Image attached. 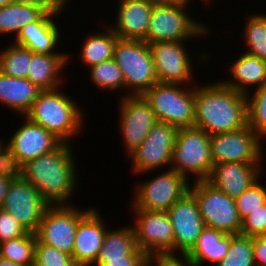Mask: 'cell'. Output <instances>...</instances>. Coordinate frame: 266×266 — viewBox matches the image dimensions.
I'll use <instances>...</instances> for the list:
<instances>
[{"instance_id": "ee69618b", "label": "cell", "mask_w": 266, "mask_h": 266, "mask_svg": "<svg viewBox=\"0 0 266 266\" xmlns=\"http://www.w3.org/2000/svg\"><path fill=\"white\" fill-rule=\"evenodd\" d=\"M69 0H14L15 3L35 4L43 7L47 12L61 13Z\"/></svg>"}, {"instance_id": "ffe728a7", "label": "cell", "mask_w": 266, "mask_h": 266, "mask_svg": "<svg viewBox=\"0 0 266 266\" xmlns=\"http://www.w3.org/2000/svg\"><path fill=\"white\" fill-rule=\"evenodd\" d=\"M99 216L100 213L92 207L78 223L71 256L80 266H92L99 255L107 232L106 225Z\"/></svg>"}, {"instance_id": "c3c4849f", "label": "cell", "mask_w": 266, "mask_h": 266, "mask_svg": "<svg viewBox=\"0 0 266 266\" xmlns=\"http://www.w3.org/2000/svg\"><path fill=\"white\" fill-rule=\"evenodd\" d=\"M14 0H0V7L9 5L10 3H13Z\"/></svg>"}, {"instance_id": "4dcf8cb0", "label": "cell", "mask_w": 266, "mask_h": 266, "mask_svg": "<svg viewBox=\"0 0 266 266\" xmlns=\"http://www.w3.org/2000/svg\"><path fill=\"white\" fill-rule=\"evenodd\" d=\"M32 51L17 44L0 52V71L10 77L26 78Z\"/></svg>"}, {"instance_id": "d6986e66", "label": "cell", "mask_w": 266, "mask_h": 266, "mask_svg": "<svg viewBox=\"0 0 266 266\" xmlns=\"http://www.w3.org/2000/svg\"><path fill=\"white\" fill-rule=\"evenodd\" d=\"M261 164L226 162L213 164L211 173L206 180L214 188L236 199L248 187L260 178ZM260 172V173H259Z\"/></svg>"}, {"instance_id": "5b68a950", "label": "cell", "mask_w": 266, "mask_h": 266, "mask_svg": "<svg viewBox=\"0 0 266 266\" xmlns=\"http://www.w3.org/2000/svg\"><path fill=\"white\" fill-rule=\"evenodd\" d=\"M113 59L122 71L128 95H143L158 83L148 43L142 40L118 38L114 47Z\"/></svg>"}, {"instance_id": "7dc6e473", "label": "cell", "mask_w": 266, "mask_h": 266, "mask_svg": "<svg viewBox=\"0 0 266 266\" xmlns=\"http://www.w3.org/2000/svg\"><path fill=\"white\" fill-rule=\"evenodd\" d=\"M0 266H22V265L16 264L10 260H6L0 257Z\"/></svg>"}, {"instance_id": "44dd1931", "label": "cell", "mask_w": 266, "mask_h": 266, "mask_svg": "<svg viewBox=\"0 0 266 266\" xmlns=\"http://www.w3.org/2000/svg\"><path fill=\"white\" fill-rule=\"evenodd\" d=\"M113 32L121 39L144 41L147 37L153 4L148 0H119Z\"/></svg>"}, {"instance_id": "83f0119b", "label": "cell", "mask_w": 266, "mask_h": 266, "mask_svg": "<svg viewBox=\"0 0 266 266\" xmlns=\"http://www.w3.org/2000/svg\"><path fill=\"white\" fill-rule=\"evenodd\" d=\"M138 248L132 226L107 230L99 255L92 265L102 266L108 259L123 258Z\"/></svg>"}, {"instance_id": "bcb514c9", "label": "cell", "mask_w": 266, "mask_h": 266, "mask_svg": "<svg viewBox=\"0 0 266 266\" xmlns=\"http://www.w3.org/2000/svg\"><path fill=\"white\" fill-rule=\"evenodd\" d=\"M153 5H175L180 3H189L190 0H148Z\"/></svg>"}, {"instance_id": "f6af8a7d", "label": "cell", "mask_w": 266, "mask_h": 266, "mask_svg": "<svg viewBox=\"0 0 266 266\" xmlns=\"http://www.w3.org/2000/svg\"><path fill=\"white\" fill-rule=\"evenodd\" d=\"M12 181L5 177H0V208L2 207L9 185Z\"/></svg>"}, {"instance_id": "d590c367", "label": "cell", "mask_w": 266, "mask_h": 266, "mask_svg": "<svg viewBox=\"0 0 266 266\" xmlns=\"http://www.w3.org/2000/svg\"><path fill=\"white\" fill-rule=\"evenodd\" d=\"M259 182L258 178L248 187L246 191L235 199L236 207L241 220L266 203V188Z\"/></svg>"}, {"instance_id": "4316f807", "label": "cell", "mask_w": 266, "mask_h": 266, "mask_svg": "<svg viewBox=\"0 0 266 266\" xmlns=\"http://www.w3.org/2000/svg\"><path fill=\"white\" fill-rule=\"evenodd\" d=\"M48 12L35 4L10 3L0 7V36L18 34L27 24L41 20Z\"/></svg>"}, {"instance_id": "60d3db41", "label": "cell", "mask_w": 266, "mask_h": 266, "mask_svg": "<svg viewBox=\"0 0 266 266\" xmlns=\"http://www.w3.org/2000/svg\"><path fill=\"white\" fill-rule=\"evenodd\" d=\"M26 233V229L11 214L0 208V243Z\"/></svg>"}, {"instance_id": "681fc988", "label": "cell", "mask_w": 266, "mask_h": 266, "mask_svg": "<svg viewBox=\"0 0 266 266\" xmlns=\"http://www.w3.org/2000/svg\"><path fill=\"white\" fill-rule=\"evenodd\" d=\"M65 266H80L79 264H77L73 259Z\"/></svg>"}, {"instance_id": "ab89813d", "label": "cell", "mask_w": 266, "mask_h": 266, "mask_svg": "<svg viewBox=\"0 0 266 266\" xmlns=\"http://www.w3.org/2000/svg\"><path fill=\"white\" fill-rule=\"evenodd\" d=\"M175 252H155L148 254L147 266H195L187 253H181L178 256Z\"/></svg>"}, {"instance_id": "ac0fdd59", "label": "cell", "mask_w": 266, "mask_h": 266, "mask_svg": "<svg viewBox=\"0 0 266 266\" xmlns=\"http://www.w3.org/2000/svg\"><path fill=\"white\" fill-rule=\"evenodd\" d=\"M26 122L10 137L6 146L21 165L41 155L48 154L63 142L42 126L24 116Z\"/></svg>"}, {"instance_id": "484cf974", "label": "cell", "mask_w": 266, "mask_h": 266, "mask_svg": "<svg viewBox=\"0 0 266 266\" xmlns=\"http://www.w3.org/2000/svg\"><path fill=\"white\" fill-rule=\"evenodd\" d=\"M230 73L233 80L221 82L237 92L247 95L249 94L248 89L252 85L256 89L266 84V60L259 59L245 51L236 61H233Z\"/></svg>"}, {"instance_id": "5bb4252c", "label": "cell", "mask_w": 266, "mask_h": 266, "mask_svg": "<svg viewBox=\"0 0 266 266\" xmlns=\"http://www.w3.org/2000/svg\"><path fill=\"white\" fill-rule=\"evenodd\" d=\"M49 204L26 179L12 181L2 209L11 214L27 232L35 233Z\"/></svg>"}, {"instance_id": "836d02e7", "label": "cell", "mask_w": 266, "mask_h": 266, "mask_svg": "<svg viewBox=\"0 0 266 266\" xmlns=\"http://www.w3.org/2000/svg\"><path fill=\"white\" fill-rule=\"evenodd\" d=\"M247 94V125L260 137H266V84ZM252 99V100H251Z\"/></svg>"}, {"instance_id": "e0dca14e", "label": "cell", "mask_w": 266, "mask_h": 266, "mask_svg": "<svg viewBox=\"0 0 266 266\" xmlns=\"http://www.w3.org/2000/svg\"><path fill=\"white\" fill-rule=\"evenodd\" d=\"M174 232V251L188 253L205 227L195 197L188 192L166 211Z\"/></svg>"}, {"instance_id": "b9f144b4", "label": "cell", "mask_w": 266, "mask_h": 266, "mask_svg": "<svg viewBox=\"0 0 266 266\" xmlns=\"http://www.w3.org/2000/svg\"><path fill=\"white\" fill-rule=\"evenodd\" d=\"M147 254L137 248L131 255L108 259L102 266H147Z\"/></svg>"}, {"instance_id": "7c38bea8", "label": "cell", "mask_w": 266, "mask_h": 266, "mask_svg": "<svg viewBox=\"0 0 266 266\" xmlns=\"http://www.w3.org/2000/svg\"><path fill=\"white\" fill-rule=\"evenodd\" d=\"M261 138L248 125L229 133L210 135L213 164L226 162L259 163L264 157L261 153Z\"/></svg>"}, {"instance_id": "d4e9b609", "label": "cell", "mask_w": 266, "mask_h": 266, "mask_svg": "<svg viewBox=\"0 0 266 266\" xmlns=\"http://www.w3.org/2000/svg\"><path fill=\"white\" fill-rule=\"evenodd\" d=\"M42 90L27 78H14L0 71V103L7 108L25 114Z\"/></svg>"}, {"instance_id": "f546056e", "label": "cell", "mask_w": 266, "mask_h": 266, "mask_svg": "<svg viewBox=\"0 0 266 266\" xmlns=\"http://www.w3.org/2000/svg\"><path fill=\"white\" fill-rule=\"evenodd\" d=\"M35 244V233L27 232L21 237L0 243V257L22 266H33Z\"/></svg>"}, {"instance_id": "7a4b0ae2", "label": "cell", "mask_w": 266, "mask_h": 266, "mask_svg": "<svg viewBox=\"0 0 266 266\" xmlns=\"http://www.w3.org/2000/svg\"><path fill=\"white\" fill-rule=\"evenodd\" d=\"M71 147L69 143H62L52 152L22 165V177L49 205H69V199L76 190L77 163Z\"/></svg>"}, {"instance_id": "6da1fadb", "label": "cell", "mask_w": 266, "mask_h": 266, "mask_svg": "<svg viewBox=\"0 0 266 266\" xmlns=\"http://www.w3.org/2000/svg\"><path fill=\"white\" fill-rule=\"evenodd\" d=\"M194 126L209 135L234 132L247 126V95L215 82L195 86Z\"/></svg>"}, {"instance_id": "277c9868", "label": "cell", "mask_w": 266, "mask_h": 266, "mask_svg": "<svg viewBox=\"0 0 266 266\" xmlns=\"http://www.w3.org/2000/svg\"><path fill=\"white\" fill-rule=\"evenodd\" d=\"M186 87V88H185ZM154 84L142 96L149 103L158 121L174 127H193L195 121V87Z\"/></svg>"}, {"instance_id": "4fadbf2b", "label": "cell", "mask_w": 266, "mask_h": 266, "mask_svg": "<svg viewBox=\"0 0 266 266\" xmlns=\"http://www.w3.org/2000/svg\"><path fill=\"white\" fill-rule=\"evenodd\" d=\"M185 41L149 43L157 81L161 83L188 85L194 75Z\"/></svg>"}, {"instance_id": "f35d334b", "label": "cell", "mask_w": 266, "mask_h": 266, "mask_svg": "<svg viewBox=\"0 0 266 266\" xmlns=\"http://www.w3.org/2000/svg\"><path fill=\"white\" fill-rule=\"evenodd\" d=\"M3 143L0 144V177L8 178L11 181L19 180L22 177V165Z\"/></svg>"}, {"instance_id": "8992f818", "label": "cell", "mask_w": 266, "mask_h": 266, "mask_svg": "<svg viewBox=\"0 0 266 266\" xmlns=\"http://www.w3.org/2000/svg\"><path fill=\"white\" fill-rule=\"evenodd\" d=\"M171 166L187 179L191 173L197 176L195 181L207 180L213 167L210 135L195 126L179 128Z\"/></svg>"}, {"instance_id": "e575fe53", "label": "cell", "mask_w": 266, "mask_h": 266, "mask_svg": "<svg viewBox=\"0 0 266 266\" xmlns=\"http://www.w3.org/2000/svg\"><path fill=\"white\" fill-rule=\"evenodd\" d=\"M216 266H255L252 237L237 234L228 253Z\"/></svg>"}, {"instance_id": "74e56055", "label": "cell", "mask_w": 266, "mask_h": 266, "mask_svg": "<svg viewBox=\"0 0 266 266\" xmlns=\"http://www.w3.org/2000/svg\"><path fill=\"white\" fill-rule=\"evenodd\" d=\"M240 234L249 237L266 235V203L242 220Z\"/></svg>"}, {"instance_id": "7402d4cb", "label": "cell", "mask_w": 266, "mask_h": 266, "mask_svg": "<svg viewBox=\"0 0 266 266\" xmlns=\"http://www.w3.org/2000/svg\"><path fill=\"white\" fill-rule=\"evenodd\" d=\"M59 14L48 12L41 20L25 25L16 35L14 44L25 47L36 54H67L54 50L59 43L60 29L52 18Z\"/></svg>"}, {"instance_id": "f1b7e54d", "label": "cell", "mask_w": 266, "mask_h": 266, "mask_svg": "<svg viewBox=\"0 0 266 266\" xmlns=\"http://www.w3.org/2000/svg\"><path fill=\"white\" fill-rule=\"evenodd\" d=\"M106 29V32L86 36L80 58L88 68L113 58L114 47L119 37L109 26Z\"/></svg>"}, {"instance_id": "8d00e7d4", "label": "cell", "mask_w": 266, "mask_h": 266, "mask_svg": "<svg viewBox=\"0 0 266 266\" xmlns=\"http://www.w3.org/2000/svg\"><path fill=\"white\" fill-rule=\"evenodd\" d=\"M71 260L72 256L70 254L43 244L36 239L33 266H65Z\"/></svg>"}, {"instance_id": "1f68e13d", "label": "cell", "mask_w": 266, "mask_h": 266, "mask_svg": "<svg viewBox=\"0 0 266 266\" xmlns=\"http://www.w3.org/2000/svg\"><path fill=\"white\" fill-rule=\"evenodd\" d=\"M245 24L244 40L249 47L246 53L266 60V15H251Z\"/></svg>"}, {"instance_id": "30bf717a", "label": "cell", "mask_w": 266, "mask_h": 266, "mask_svg": "<svg viewBox=\"0 0 266 266\" xmlns=\"http://www.w3.org/2000/svg\"><path fill=\"white\" fill-rule=\"evenodd\" d=\"M189 179L168 168L135 188L133 209L166 212L190 189Z\"/></svg>"}, {"instance_id": "d6a6232c", "label": "cell", "mask_w": 266, "mask_h": 266, "mask_svg": "<svg viewBox=\"0 0 266 266\" xmlns=\"http://www.w3.org/2000/svg\"><path fill=\"white\" fill-rule=\"evenodd\" d=\"M89 70L92 82L101 89L108 91L125 89L122 71L113 58L92 66Z\"/></svg>"}, {"instance_id": "603a6c76", "label": "cell", "mask_w": 266, "mask_h": 266, "mask_svg": "<svg viewBox=\"0 0 266 266\" xmlns=\"http://www.w3.org/2000/svg\"><path fill=\"white\" fill-rule=\"evenodd\" d=\"M69 55L66 54H36L32 52L27 79L42 91L55 90L61 85L59 74L67 65Z\"/></svg>"}, {"instance_id": "8fae6325", "label": "cell", "mask_w": 266, "mask_h": 266, "mask_svg": "<svg viewBox=\"0 0 266 266\" xmlns=\"http://www.w3.org/2000/svg\"><path fill=\"white\" fill-rule=\"evenodd\" d=\"M178 128L157 121L142 144L130 154L135 174L153 171L172 163V153Z\"/></svg>"}, {"instance_id": "9c48e42d", "label": "cell", "mask_w": 266, "mask_h": 266, "mask_svg": "<svg viewBox=\"0 0 266 266\" xmlns=\"http://www.w3.org/2000/svg\"><path fill=\"white\" fill-rule=\"evenodd\" d=\"M69 205H49L35 232L36 239L72 255L78 223L91 211Z\"/></svg>"}, {"instance_id": "2e32d148", "label": "cell", "mask_w": 266, "mask_h": 266, "mask_svg": "<svg viewBox=\"0 0 266 266\" xmlns=\"http://www.w3.org/2000/svg\"><path fill=\"white\" fill-rule=\"evenodd\" d=\"M120 103V130L126 152L130 155L142 144L158 120L142 95L127 93L121 98Z\"/></svg>"}, {"instance_id": "52a82bcc", "label": "cell", "mask_w": 266, "mask_h": 266, "mask_svg": "<svg viewBox=\"0 0 266 266\" xmlns=\"http://www.w3.org/2000/svg\"><path fill=\"white\" fill-rule=\"evenodd\" d=\"M189 3L175 5H154L146 43L164 41H187L194 37L205 36L208 28L193 20L187 15L186 9Z\"/></svg>"}, {"instance_id": "7bdbcfd3", "label": "cell", "mask_w": 266, "mask_h": 266, "mask_svg": "<svg viewBox=\"0 0 266 266\" xmlns=\"http://www.w3.org/2000/svg\"><path fill=\"white\" fill-rule=\"evenodd\" d=\"M252 245L255 266H266V235L252 236Z\"/></svg>"}, {"instance_id": "ba28073f", "label": "cell", "mask_w": 266, "mask_h": 266, "mask_svg": "<svg viewBox=\"0 0 266 266\" xmlns=\"http://www.w3.org/2000/svg\"><path fill=\"white\" fill-rule=\"evenodd\" d=\"M189 192L195 197L204 225L226 234H240L242 220L235 199L206 180L195 181Z\"/></svg>"}, {"instance_id": "cb8c5ba5", "label": "cell", "mask_w": 266, "mask_h": 266, "mask_svg": "<svg viewBox=\"0 0 266 266\" xmlns=\"http://www.w3.org/2000/svg\"><path fill=\"white\" fill-rule=\"evenodd\" d=\"M236 235L226 234L205 226L196 244L187 254L195 266H202L205 261L215 263L216 266L228 253V249Z\"/></svg>"}, {"instance_id": "3957f363", "label": "cell", "mask_w": 266, "mask_h": 266, "mask_svg": "<svg viewBox=\"0 0 266 266\" xmlns=\"http://www.w3.org/2000/svg\"><path fill=\"white\" fill-rule=\"evenodd\" d=\"M79 105L59 89L41 91L25 114L30 121L54 134L63 143L70 144L82 128L83 112Z\"/></svg>"}, {"instance_id": "9a60e30c", "label": "cell", "mask_w": 266, "mask_h": 266, "mask_svg": "<svg viewBox=\"0 0 266 266\" xmlns=\"http://www.w3.org/2000/svg\"><path fill=\"white\" fill-rule=\"evenodd\" d=\"M133 210L137 214L132 228L138 248L147 255L155 252H174V232L168 213Z\"/></svg>"}]
</instances>
